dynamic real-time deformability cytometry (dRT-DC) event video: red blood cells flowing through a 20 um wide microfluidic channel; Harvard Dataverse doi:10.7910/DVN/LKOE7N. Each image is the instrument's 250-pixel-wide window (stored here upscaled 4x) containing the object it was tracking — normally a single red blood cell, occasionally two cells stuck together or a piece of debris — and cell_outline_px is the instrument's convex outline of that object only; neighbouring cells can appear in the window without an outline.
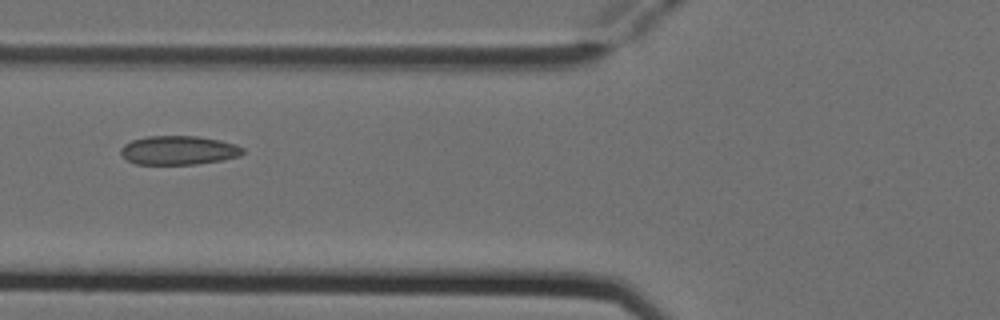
{"species": "Egyptian fruit bat (a non-hibernating species)", "species_latin": "Rousettus aegyptiacus", "temperature_condition": "cold", "stored_images_in_passage": 2, "camera_frame_rate_fps": 3000, "um_per_image_px": 0.085, "animal": {"sex": "female"}, "frame": {"image": 1, "passage_image": 2, "time_ms": 0.333, "image_size_px": [1000, 320], "cell_outline_px": [[244, 152], [240, 156], [224, 160], [196, 164], [136, 164], [128, 160], [120, 152], [120, 148], [124, 144], [132, 140], [148, 136], [196, 136], [220, 140], [236, 144], [244, 148]], "centroid_in_image_um": [15.21, 12.77], "position_along_channel_um": 110.6, "area_um2": 20.63}}